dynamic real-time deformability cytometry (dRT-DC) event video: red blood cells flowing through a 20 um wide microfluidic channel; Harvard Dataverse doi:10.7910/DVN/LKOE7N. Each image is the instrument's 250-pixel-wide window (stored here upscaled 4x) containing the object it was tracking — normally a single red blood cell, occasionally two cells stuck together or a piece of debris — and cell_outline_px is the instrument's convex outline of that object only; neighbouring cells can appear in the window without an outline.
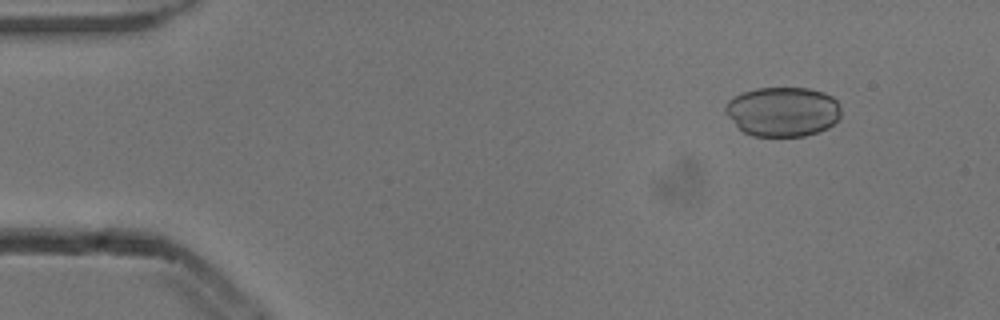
{"species": "common noctule bat (a hibernating species)", "species_latin": "Nyctalus noctula", "temperature_condition": "cold", "stored_images_in_passage": 5, "camera_frame_rate_fps": 3000, "um_per_image_px": 0.085, "animal": {"sex": "male", "body_mass_g": 13.3}, "frame": {"image": 1, "passage_image": 2, "time_ms": 0.333, "image_size_px": [1000, 320], "cell_outline_px": [[840, 116], [828, 128], [804, 136], [752, 136], [744, 132], [724, 112], [724, 108], [728, 100], [732, 96], [756, 88], [808, 88], [824, 92], [832, 96], [836, 100], [840, 108]], "centroid_in_image_um": [66.52, 9.48], "position_along_channel_um": 18.5, "area_um2": 33.41}}